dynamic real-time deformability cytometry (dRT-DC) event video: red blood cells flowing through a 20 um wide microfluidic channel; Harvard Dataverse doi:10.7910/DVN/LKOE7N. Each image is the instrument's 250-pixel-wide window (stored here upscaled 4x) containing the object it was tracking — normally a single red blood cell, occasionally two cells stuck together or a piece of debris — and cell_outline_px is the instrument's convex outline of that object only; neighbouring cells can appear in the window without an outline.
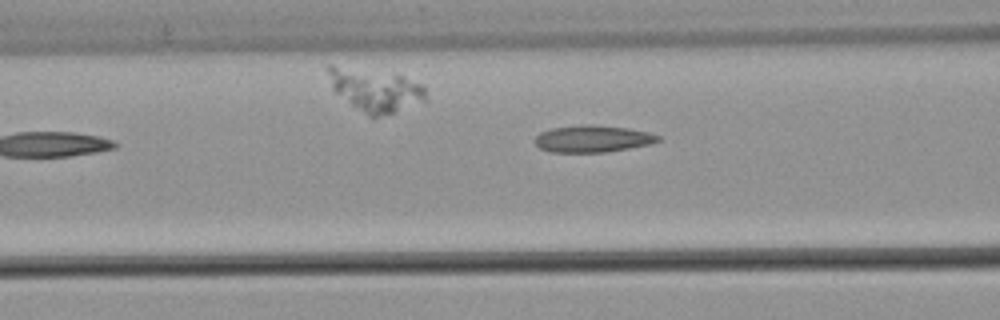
{"species": "common noctule bat (a hibernating species)", "species_latin": "Nyctalus noctula", "temperature_condition": "warm", "stored_images_in_passage": 5, "camera_frame_rate_fps": 3000, "um_per_image_px": 0.085, "animal": {"sex": "male", "body_mass_g": 21.5, "forearm_length_mm": 52.0}, "frame": {"image": 1, "passage_image": 5, "time_ms": 1.333, "image_size_px": [1000, 320], "cell_outline_px": [[660, 140], [652, 144], [604, 152], [552, 152], [540, 148], [532, 140], [540, 132], [552, 128], [584, 124], [592, 124], [628, 128], [648, 132], [660, 136]], "centroid_in_image_um": [50.36, 11.79], "position_along_channel_um": 116.2, "area_um2": 19.36}}